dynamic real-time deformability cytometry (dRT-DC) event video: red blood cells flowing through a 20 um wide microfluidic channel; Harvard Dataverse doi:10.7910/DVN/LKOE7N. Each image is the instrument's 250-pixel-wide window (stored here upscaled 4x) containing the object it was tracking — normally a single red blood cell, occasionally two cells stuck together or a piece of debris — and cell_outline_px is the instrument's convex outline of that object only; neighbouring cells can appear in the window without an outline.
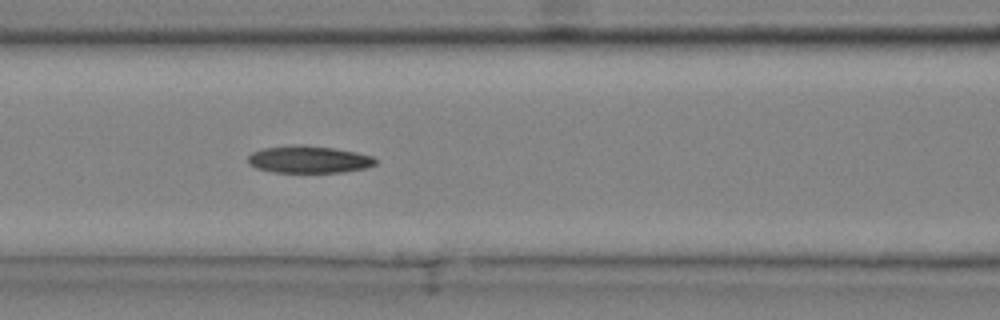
{"species": "common noctule bat (a hibernating species)", "species_latin": "Nyctalus noctula", "temperature_condition": "cold", "stored_images_in_passage": 37, "camera_frame_rate_fps": 3000, "um_per_image_px": 0.085, "animal": {"sex": "male", "body_mass_g": 20.4}, "frame": {"image": 1, "passage_image": 11, "time_ms": 3.333, "image_size_px": [1000, 320], "cell_outline_px": [[376, 164], [368, 168], [344, 172], [272, 172], [256, 168], [248, 164], [248, 156], [252, 152], [260, 148], [300, 144], [304, 144], [332, 148], [356, 152], [372, 156], [376, 160]], "centroid_in_image_um": [26.23, 13.55], "position_along_channel_um": 140.4, "area_um2": 20.4}, "authors_computed_cell_mechanics": {"area_um2": 19.941, "velocity_mm_per_s": 4.0673, "shape_relaxation_time_tau1_ms": null, "shape_relaxation_time_tau2_ms": 4.2097, "deformation_change_tau1": null, "deformation_change_tau2": 0.1246}}